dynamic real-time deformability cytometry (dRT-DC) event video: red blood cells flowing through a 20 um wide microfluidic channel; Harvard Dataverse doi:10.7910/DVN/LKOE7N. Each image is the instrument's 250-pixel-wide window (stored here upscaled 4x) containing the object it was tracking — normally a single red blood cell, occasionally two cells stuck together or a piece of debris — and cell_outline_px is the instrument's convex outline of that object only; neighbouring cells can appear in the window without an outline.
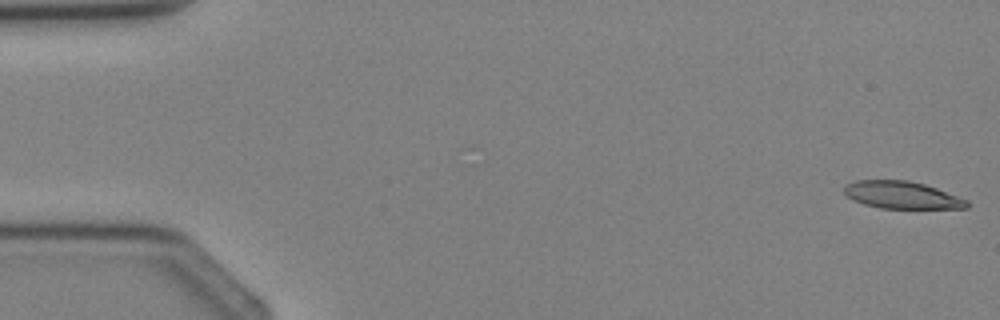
{"species": "Egyptian fruit bat (a non-hibernating species)", "species_latin": "Rousettus aegyptiacus", "temperature_condition": "cold", "stored_images_in_passage": 3, "camera_frame_rate_fps": 3000, "um_per_image_px": 0.085, "animal": {"sex": "female"}, "frame": {"image": 1, "passage_image": 1, "time_ms": 0.0, "image_size_px": [1000, 320], "cell_outline_px": [[968, 208], [880, 208], [864, 204], [852, 200], [844, 192], [844, 184], [856, 180], [908, 180], [924, 184], [936, 188], [968, 200]], "centroid_in_image_um": [76.63, 16.57], "position_along_channel_um": 8.4, "area_um2": 19.48}}